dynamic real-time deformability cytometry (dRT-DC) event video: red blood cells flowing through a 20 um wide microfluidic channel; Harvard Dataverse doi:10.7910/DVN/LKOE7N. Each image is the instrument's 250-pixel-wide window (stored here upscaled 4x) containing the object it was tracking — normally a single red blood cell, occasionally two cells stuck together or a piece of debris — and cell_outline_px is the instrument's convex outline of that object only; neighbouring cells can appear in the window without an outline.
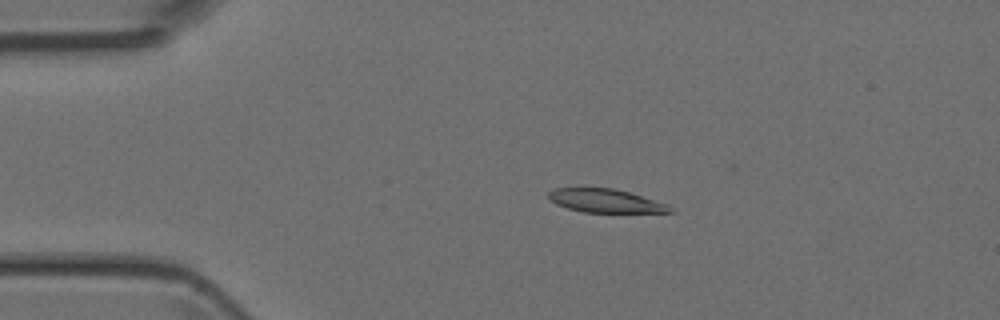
{"species": "Egyptian fruit bat (a non-hibernating species)", "species_latin": "Rousettus aegyptiacus", "temperature_condition": "room temperature", "stored_images_in_passage": 48, "camera_frame_rate_fps": 3000, "um_per_image_px": 0.085, "animal": {"sex": "female"}, "frame": {"image": 1, "passage_image": 11, "time_ms": 3.333, "image_size_px": [1000, 320], "cell_outline_px": [[676, 212], [584, 212], [568, 208], [556, 204], [548, 196], [548, 192], [556, 188], [612, 188], [628, 192], [668, 204]], "centroid_in_image_um": [51.48, 17.07], "position_along_channel_um": 33.5, "area_um2": 16.36}}
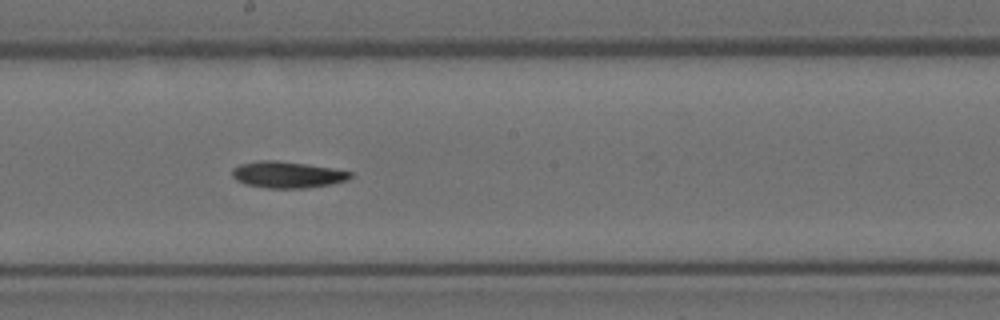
{"frame": {"image": 2, "passage_image": 27, "time_ms": 8.667, "image_size_px": [1000, 320], "cell_outline_px": [[352, 176], [348, 180], [308, 188], [268, 188], [244, 184], [236, 180], [232, 176], [232, 168], [240, 164], [260, 160], [276, 160], [308, 164], [332, 168], [352, 172]], "centroid_in_image_um": [24.4, 14.84], "position_along_channel_um": 223.8, "area_um2": 18.26}}
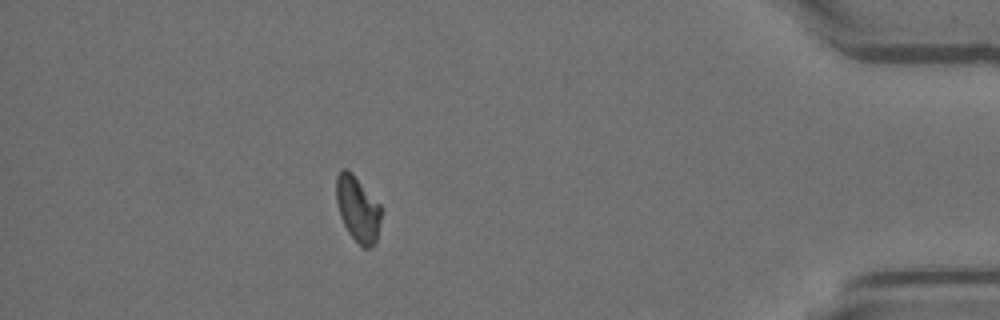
{"frame": {"image": 3, "passage_image": 43, "time_ms": 14.0, "image_size_px": [1000, 320], "cell_outline_px": [[380, 220], [376, 240], [372, 248], [364, 248], [348, 232], [340, 216], [336, 200], [336, 176], [340, 168], [344, 168], [352, 172], [380, 204]], "centroid_in_image_um": [30.39, 17.72], "position_along_channel_um": 404.8, "area_um2": 17.05}}